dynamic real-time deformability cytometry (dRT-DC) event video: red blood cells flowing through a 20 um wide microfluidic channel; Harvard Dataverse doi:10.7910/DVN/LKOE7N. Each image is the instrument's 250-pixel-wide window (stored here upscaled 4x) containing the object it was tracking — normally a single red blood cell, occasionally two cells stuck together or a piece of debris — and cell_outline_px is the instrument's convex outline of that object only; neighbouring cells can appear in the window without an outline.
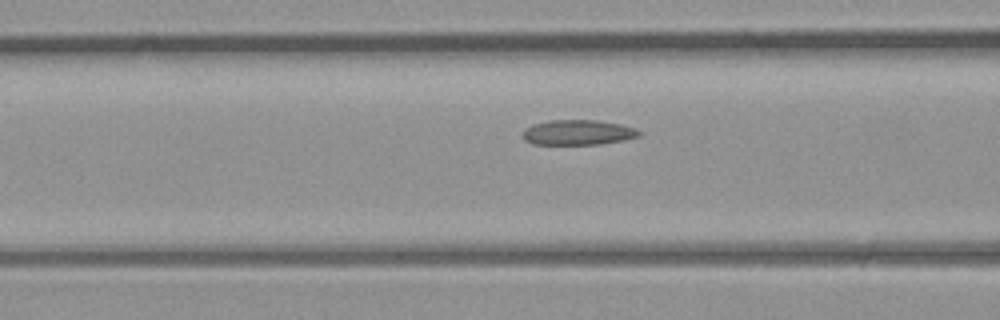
{"species": "common noctule bat (a hibernating species)", "species_latin": "Nyctalus noctula", "temperature_condition": "room temperature", "stored_images_in_passage": 7, "camera_frame_rate_fps": 3000, "um_per_image_px": 0.085, "animal": {"sex": "male", "body_mass_g": 23.1, "forearm_length_mm": 52.7}, "frame": {"image": 1, "passage_image": 7, "time_ms": 8.0, "image_size_px": [1000, 320], "cell_outline_px": [[640, 136], [624, 140], [600, 144], [532, 144], [524, 140], [524, 128], [532, 124], [548, 120], [596, 120], [620, 124], [636, 128], [640, 132]], "centroid_in_image_um": [49.12, 11.25], "position_along_channel_um": 117.5, "area_um2": 17.05}}